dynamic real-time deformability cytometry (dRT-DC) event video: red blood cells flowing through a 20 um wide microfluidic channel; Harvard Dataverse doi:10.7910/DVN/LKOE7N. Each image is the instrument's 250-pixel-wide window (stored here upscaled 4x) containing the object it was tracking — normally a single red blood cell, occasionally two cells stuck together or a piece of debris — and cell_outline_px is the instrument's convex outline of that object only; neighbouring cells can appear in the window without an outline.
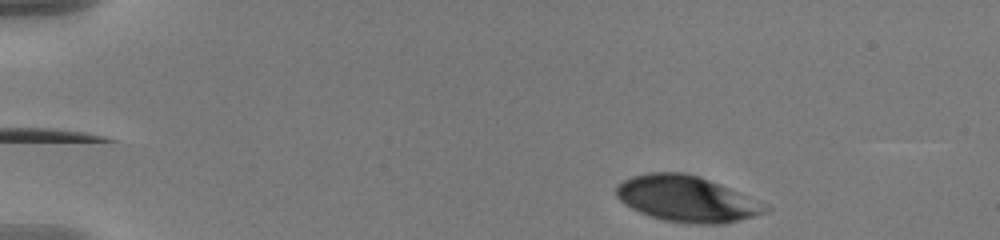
{"species": "human", "species_latin": "Homo sapiens", "temperature_condition": "warm", "stored_images_in_passage": 4, "camera_frame_rate_fps": 3000, "um_per_image_px": 0.085, "donor": {"sex": "male"}, "frame": {"image": 1, "passage_image": 1, "time_ms": 0.0, "image_size_px": [1000, 240], "cell_outline_px": [[772, 208], [768, 212], [724, 224], [688, 224], [664, 220], [640, 212], [624, 204], [616, 196], [616, 184], [632, 176], [648, 172], [684, 172], [700, 176], [720, 184], [764, 204]], "centroid_in_image_um": [58.34, 16.9], "position_along_channel_um": 26.7, "area_um2": 39.82}}